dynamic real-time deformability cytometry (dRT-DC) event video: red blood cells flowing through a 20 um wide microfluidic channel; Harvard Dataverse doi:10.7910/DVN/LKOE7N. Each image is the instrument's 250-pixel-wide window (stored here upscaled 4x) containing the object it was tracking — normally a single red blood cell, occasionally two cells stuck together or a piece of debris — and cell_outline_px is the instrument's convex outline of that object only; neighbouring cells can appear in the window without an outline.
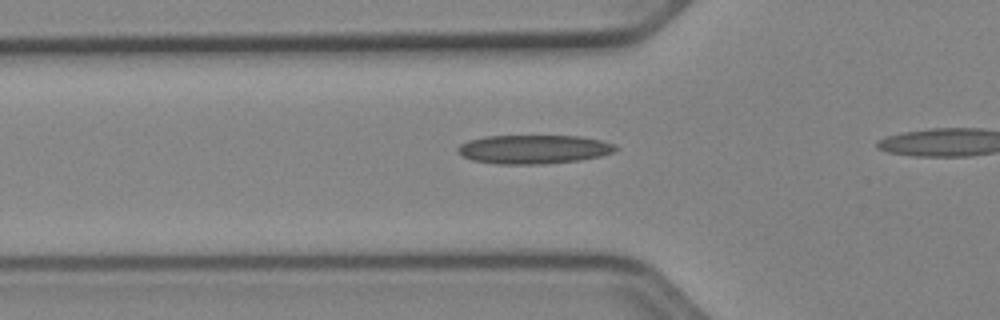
{"species": "Egyptian fruit bat (a non-hibernating species)", "species_latin": "Rousettus aegyptiacus", "temperature_condition": "cold", "stored_images_in_passage": 26, "camera_frame_rate_fps": 3000, "um_per_image_px": 0.085, "animal": {"sex": "female"}, "frame": {"image": 1, "passage_image": 2, "time_ms": 0.333, "image_size_px": [1000, 320], "cell_outline_px": [[620, 148], [612, 152], [600, 156], [580, 160], [544, 164], [496, 164], [472, 160], [456, 152], [456, 148], [460, 144], [468, 140], [484, 136], [580, 136], [600, 140], [612, 144]], "centroid_in_image_um": [45.32, 12.69], "position_along_channel_um": 80.5, "area_um2": 26.59}}
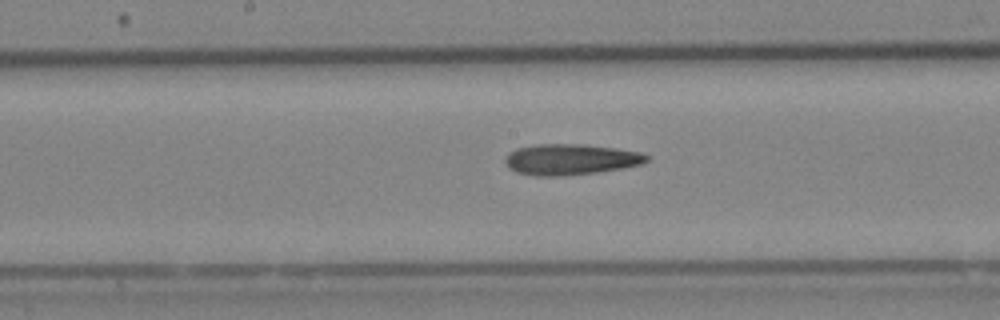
{"frame": {"image": 2, "passage_image": 11, "time_ms": 3.333, "image_size_px": [1000, 320], "cell_outline_px": [[648, 160], [640, 164], [620, 168], [596, 172], [560, 176], [532, 176], [516, 172], [508, 168], [504, 160], [508, 152], [516, 148], [536, 144], [584, 144], [616, 148], [640, 152], [648, 156]], "centroid_in_image_um": [48.43, 13.54], "position_along_channel_um": 199.8, "area_um2": 25.49}}
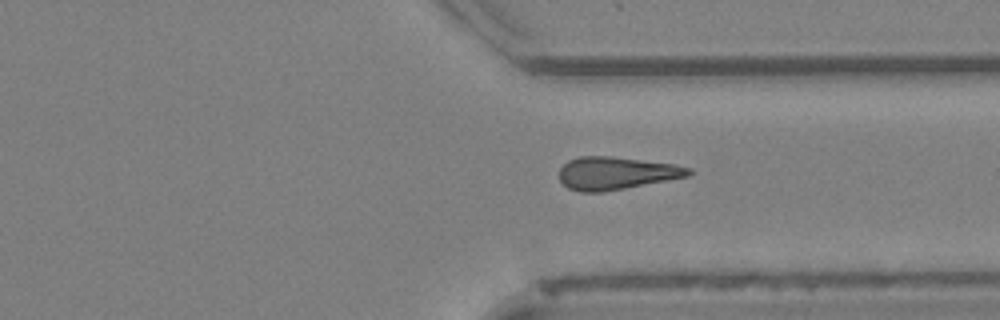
{"frame": {"image": 3, "passage_image": 23, "time_ms": 7.333, "image_size_px": [1000, 320], "cell_outline_px": [[692, 172], [688, 176], [624, 188], [600, 192], [580, 192], [568, 188], [560, 180], [560, 168], [568, 160], [580, 156], [608, 156], [672, 164], [692, 168]], "centroid_in_image_um": [52.34, 14.72], "position_along_channel_um": 359.1, "area_um2": 24.28}}